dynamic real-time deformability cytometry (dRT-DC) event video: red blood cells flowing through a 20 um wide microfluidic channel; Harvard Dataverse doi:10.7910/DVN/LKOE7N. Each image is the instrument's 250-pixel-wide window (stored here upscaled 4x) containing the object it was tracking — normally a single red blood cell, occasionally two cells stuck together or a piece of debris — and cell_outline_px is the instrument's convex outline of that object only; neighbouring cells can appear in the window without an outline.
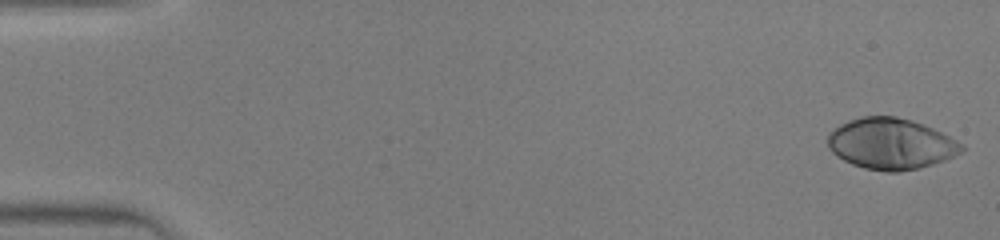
{"species": "human", "species_latin": "Homo sapiens", "temperature_condition": "warm", "stored_images_in_passage": 44, "camera_frame_rate_fps": 3000, "um_per_image_px": 0.085, "donor": {"sex": "male"}, "frame": {"image": 1, "passage_image": 1, "time_ms": 0.0, "image_size_px": [1000, 240], "cell_outline_px": [[964, 148], [960, 152], [944, 160], [920, 168], [900, 172], [884, 172], [864, 168], [852, 164], [836, 156], [828, 148], [828, 132], [840, 124], [848, 120], [860, 116], [896, 116], [912, 120], [932, 128], [956, 140]], "centroid_in_image_um": [75.67, 12.22], "position_along_channel_um": 9.3, "area_um2": 39.82}}
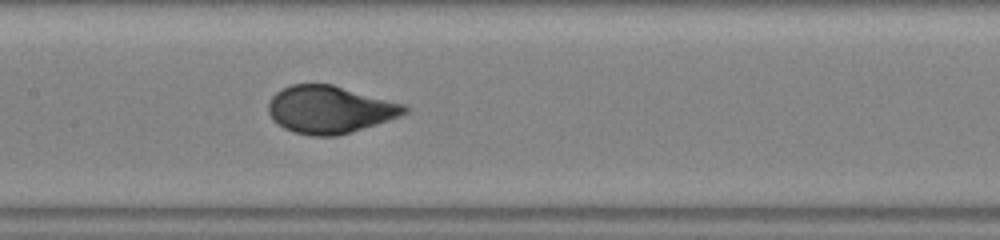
{"frame": {"image": 2, "passage_image": 22, "time_ms": 7.0, "image_size_px": [1000, 240], "cell_outline_px": [[408, 112], [400, 116], [376, 124], [336, 136], [312, 136], [296, 132], [284, 128], [272, 120], [268, 112], [268, 104], [272, 96], [276, 92], [292, 84], [332, 84], [408, 104]], "centroid_in_image_um": [28.05, 9.3], "position_along_channel_um": 179.3, "area_um2": 37.74}}
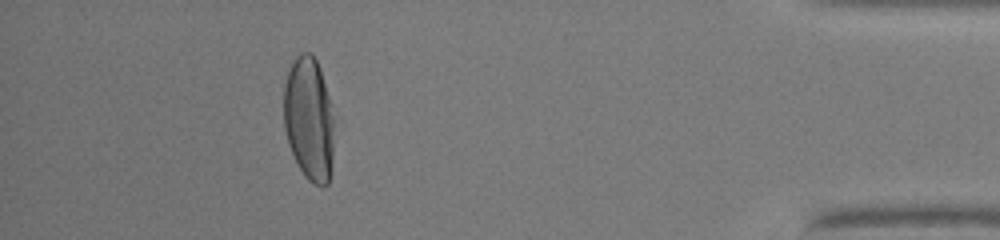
{"frame": {"image": 3, "passage_image": 40, "time_ms": 13.0, "image_size_px": [1000, 240], "cell_outline_px": [[332, 160], [328, 184], [324, 188], [320, 188], [312, 184], [304, 176], [288, 144], [284, 128], [284, 84], [292, 60], [300, 52], [312, 52], [320, 68], [328, 96], [332, 116]], "centroid_in_image_um": [26.24, 10.11], "position_along_channel_um": 409.0, "area_um2": 36.18}}